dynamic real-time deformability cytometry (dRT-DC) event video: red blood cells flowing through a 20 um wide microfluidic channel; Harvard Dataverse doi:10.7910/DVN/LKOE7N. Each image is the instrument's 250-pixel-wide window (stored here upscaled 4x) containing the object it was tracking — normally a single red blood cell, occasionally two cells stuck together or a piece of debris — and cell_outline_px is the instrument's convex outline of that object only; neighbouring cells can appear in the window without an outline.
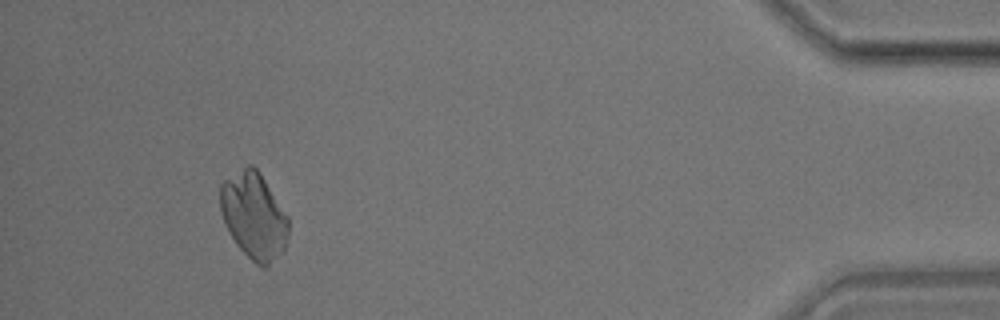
{"species": "common noctule bat (a hibernating species)", "species_latin": "Nyctalus noctula", "temperature_condition": "room temperature", "stored_images_in_passage": 47, "camera_frame_rate_fps": 3000, "um_per_image_px": 0.085, "animal": {"sex": "male", "body_mass_g": 17.9}, "frame": {"image": 1, "passage_image": 44, "time_ms": 14.333, "image_size_px": [1000, 320], "cell_outline_px": [[288, 236], [284, 252], [268, 268], [260, 268], [236, 244], [228, 232], [220, 212], [220, 184], [224, 180], [248, 164], [252, 164], [256, 168], [288, 216]], "centroid_in_image_um": [21.58, 18.39], "position_along_channel_um": 413.6, "area_um2": 34.56}}